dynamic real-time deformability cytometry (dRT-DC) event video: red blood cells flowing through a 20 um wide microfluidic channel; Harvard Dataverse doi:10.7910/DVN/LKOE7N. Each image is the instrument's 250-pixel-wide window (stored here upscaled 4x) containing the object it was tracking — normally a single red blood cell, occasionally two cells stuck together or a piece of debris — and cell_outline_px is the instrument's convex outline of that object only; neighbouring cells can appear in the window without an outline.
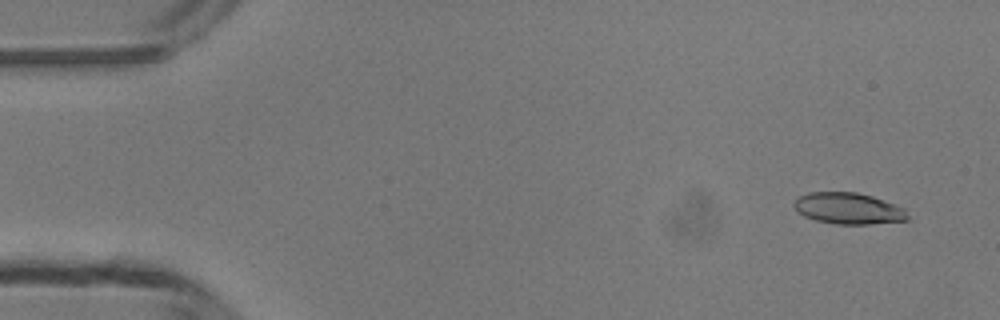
{"species": "common noctule bat (a hibernating species)", "species_latin": "Nyctalus noctula", "temperature_condition": "room temperature", "stored_images_in_passage": 20, "camera_frame_rate_fps": 3000, "um_per_image_px": 0.085, "animal": {"sex": "male", "body_mass_g": 13.3}, "frame": {"image": 1, "passage_image": 3, "time_ms": 0.667, "image_size_px": [1000, 320], "cell_outline_px": [[908, 220], [872, 224], [836, 224], [816, 220], [804, 216], [796, 212], [792, 204], [800, 196], [808, 192], [856, 192], [872, 196], [904, 208], [908, 216]], "centroid_in_image_um": [72.08, 17.72], "position_along_channel_um": 12.9, "area_um2": 20.75}}
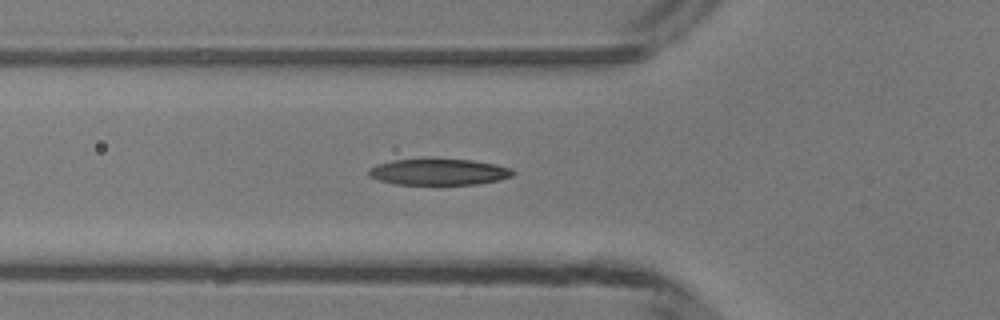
{"frame": {"image": 2, "passage_image": 17, "time_ms": 5.333, "image_size_px": [1000, 320], "cell_outline_px": [[516, 172], [512, 176], [500, 180], [480, 184], [396, 184], [380, 180], [368, 176], [368, 168], [376, 164], [392, 160], [472, 160], [496, 164], [512, 168]], "centroid_in_image_um": [37.33, 14.62], "position_along_channel_um": 88.5, "area_um2": 21.91}}
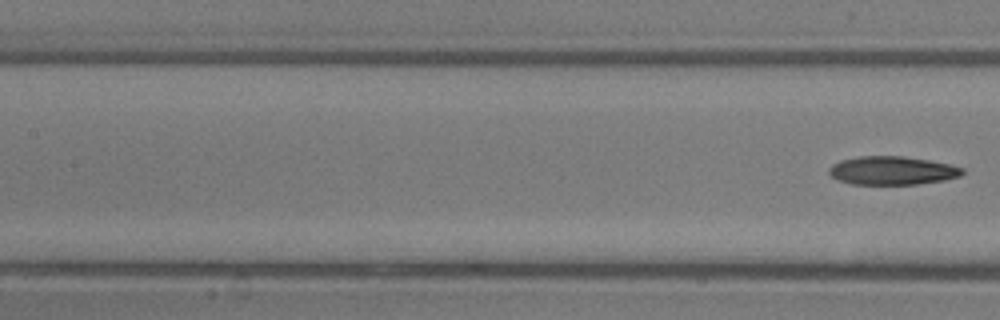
{"frame": {"image": 3, "passage_image": 20, "time_ms": 6.333, "image_size_px": [1000, 320], "cell_outline_px": [[964, 172], [960, 176], [944, 180], [916, 184], [852, 184], [840, 180], [832, 176], [828, 172], [828, 168], [832, 164], [840, 160], [860, 156], [904, 156], [928, 160], [948, 164], [964, 168]], "centroid_in_image_um": [75.83, 14.49], "position_along_channel_um": 131.6, "area_um2": 22.02}}